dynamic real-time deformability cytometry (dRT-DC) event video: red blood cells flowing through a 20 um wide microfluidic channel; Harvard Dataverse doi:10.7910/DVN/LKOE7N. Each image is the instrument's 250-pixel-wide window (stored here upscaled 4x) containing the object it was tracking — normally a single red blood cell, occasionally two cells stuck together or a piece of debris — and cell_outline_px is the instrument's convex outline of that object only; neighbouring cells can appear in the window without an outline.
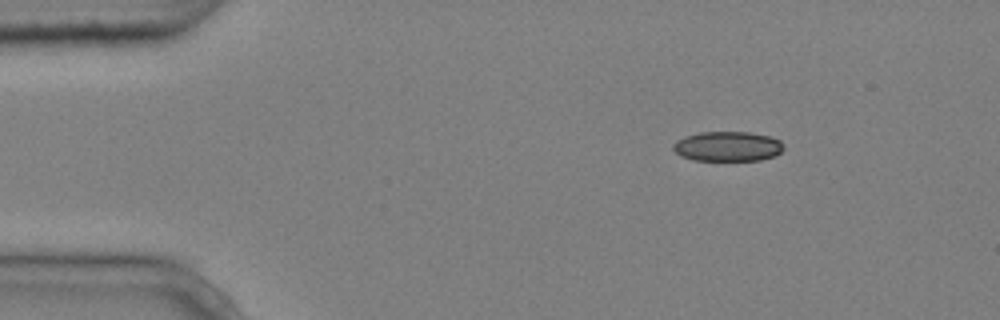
{"species": "common noctule bat (a hibernating species)", "species_latin": "Nyctalus noctula", "temperature_condition": "cold", "stored_images_in_passage": 4, "camera_frame_rate_fps": 3000, "um_per_image_px": 0.085, "animal": {"sex": "male", "body_mass_g": 20.4}, "frame": {"image": 1, "passage_image": 1, "time_ms": 0.0, "image_size_px": [1000, 320], "cell_outline_px": [[784, 148], [776, 156], [760, 160], [692, 160], [680, 156], [672, 148], [672, 144], [676, 140], [684, 136], [700, 132], [748, 132], [768, 136], [780, 140], [784, 144]], "centroid_in_image_um": [61.83, 12.44], "position_along_channel_um": 23.2, "area_um2": 19.36}}
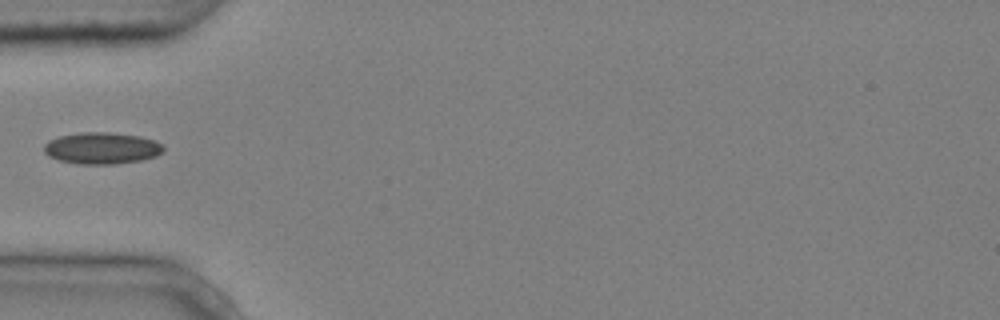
{"frame": {"image": 2, "passage_image": 3, "time_ms": 0.667, "image_size_px": [1000, 320], "cell_outline_px": [[164, 152], [156, 156], [140, 160], [112, 164], [76, 164], [60, 160], [48, 156], [44, 152], [44, 144], [48, 140], [60, 136], [80, 132], [108, 132], [140, 136], [164, 144]], "centroid_in_image_um": [8.65, 12.59], "position_along_channel_um": 76.4, "area_um2": 22.08}}